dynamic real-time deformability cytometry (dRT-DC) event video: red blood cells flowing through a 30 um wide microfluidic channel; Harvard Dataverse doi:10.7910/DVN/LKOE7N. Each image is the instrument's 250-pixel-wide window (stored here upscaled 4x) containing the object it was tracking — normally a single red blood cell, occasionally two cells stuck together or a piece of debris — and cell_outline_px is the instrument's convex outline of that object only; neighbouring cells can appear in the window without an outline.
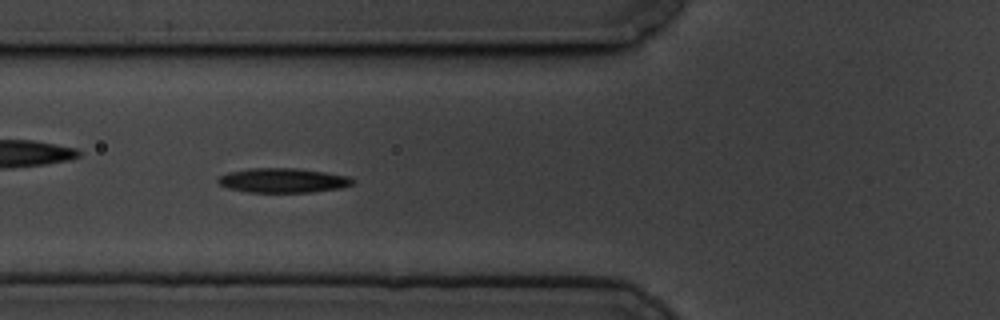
{"species": "common noctule bat (a hibernating species)", "species_latin": "Nyctalus noctula", "temperature_condition": "cold", "stored_images_in_passage": 44, "camera_frame_rate_fps": 3000, "um_per_image_px": 0.085, "animal": {"sex": "male", "body_mass_g": 19.5, "forearm_length_mm": 54.6}, "frame": {"image": 1, "passage_image": 7, "time_ms": 2.0, "image_size_px": [1000, 320], "cell_outline_px": [[356, 180], [352, 184], [344, 188], [312, 192], [248, 192], [228, 188], [220, 184], [216, 180], [220, 176], [228, 172], [248, 168], [296, 168], [324, 172], [348, 176]], "centroid_in_image_um": [24.07, 15.33], "position_along_channel_um": 101.7, "area_um2": 19.31}}
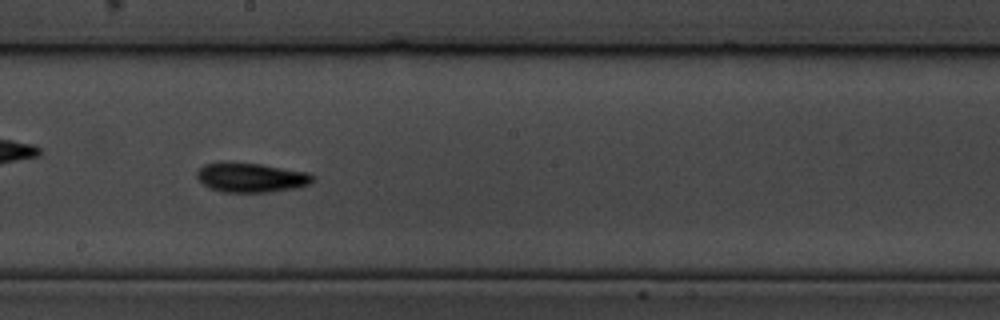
{"frame": {"image": 2, "passage_image": 18, "time_ms": 5.667, "image_size_px": [1000, 320], "cell_outline_px": [[316, 180], [308, 184], [296, 188], [268, 192], [220, 192], [208, 188], [196, 176], [196, 172], [204, 164], [220, 160], [228, 160], [260, 164], [308, 172]], "centroid_in_image_um": [21.28, 15.06], "position_along_channel_um": 226.9, "area_um2": 20.35}}
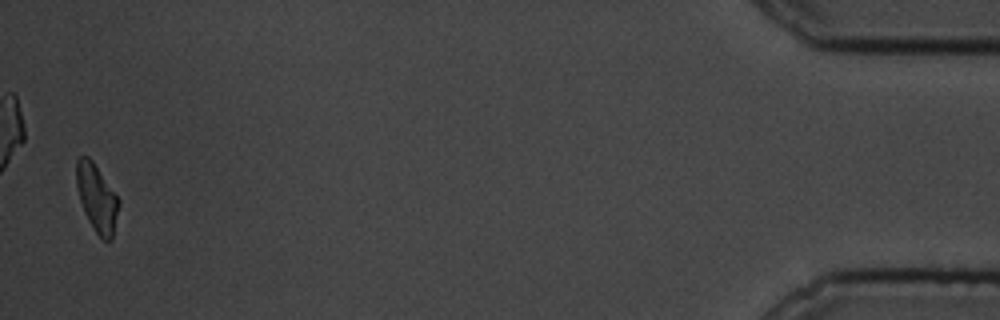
{"frame": {"image": 3, "passage_image": 43, "time_ms": 14.0, "image_size_px": [1000, 320], "cell_outline_px": [[120, 204], [112, 240], [104, 240], [96, 232], [88, 220], [84, 212], [80, 200], [76, 184], [76, 160], [80, 156], [88, 156], [92, 160], [120, 200]], "centroid_in_image_um": [8.23, 16.82], "position_along_channel_um": 427.0, "area_um2": 16.59}, "authors_computed_cell_mechanics": {"area_um2": 18.3226, "velocity_mm_per_s": 3.4116, "shape_relaxation_time_tau1_ms": 2.4586, "shape_relaxation_time_tau2_ms": 6.5795, "deformation_change_tau1": 0.1585, "deformation_change_tau2": 0.1513}}